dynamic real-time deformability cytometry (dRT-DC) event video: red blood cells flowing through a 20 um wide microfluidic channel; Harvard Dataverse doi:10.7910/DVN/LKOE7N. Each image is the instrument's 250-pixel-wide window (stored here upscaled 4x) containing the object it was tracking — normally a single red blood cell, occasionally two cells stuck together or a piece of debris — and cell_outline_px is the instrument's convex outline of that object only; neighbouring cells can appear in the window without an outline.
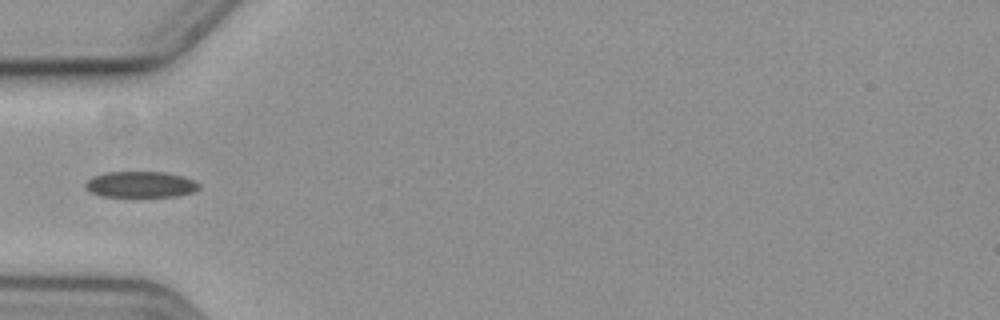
{"species": "common noctule bat (a hibernating species)", "species_latin": "Nyctalus noctula", "temperature_condition": "cold", "stored_images_in_passage": 39, "camera_frame_rate_fps": 3000, "um_per_image_px": 0.085, "animal": {"sex": "female", "body_mass_g": 19.3, "forearm_length_mm": 54.1}, "frame": {"image": 1, "passage_image": 1, "time_ms": 0.0, "image_size_px": [1000, 320], "cell_outline_px": [[200, 188], [196, 192], [176, 196], [100, 196], [88, 192], [84, 188], [84, 184], [92, 176], [104, 172], [164, 172], [180, 176], [192, 180], [200, 184]], "centroid_in_image_um": [11.9, 15.68], "position_along_channel_um": 73.1, "area_um2": 17.34}}
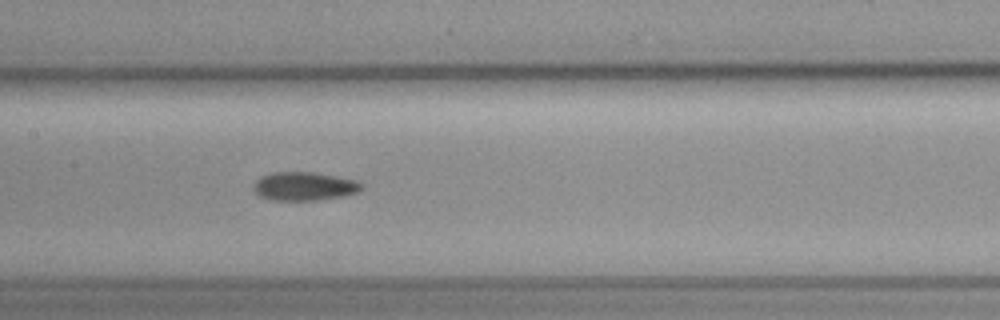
{"frame": {"image": 2, "passage_image": 10, "time_ms": 3.0, "image_size_px": [1000, 320], "cell_outline_px": [[364, 188], [360, 192], [344, 196], [316, 200], [272, 200], [260, 196], [252, 188], [256, 180], [260, 176], [272, 172], [312, 172], [336, 176], [356, 180], [364, 184]], "centroid_in_image_um": [25.89, 15.83], "position_along_channel_um": 181.5, "area_um2": 18.15}}
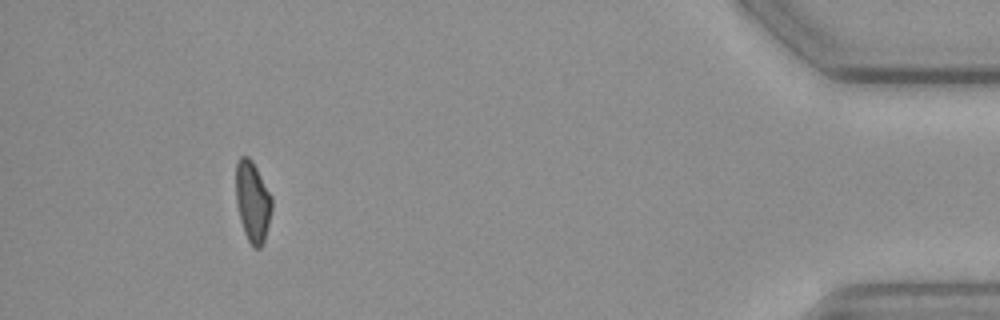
{"frame": {"image": 3, "passage_image": 35, "time_ms": 11.333, "image_size_px": [1000, 320], "cell_outline_px": [[272, 208], [264, 240], [260, 248], [252, 248], [244, 232], [240, 220], [236, 200], [236, 164], [240, 156], [248, 156], [252, 160], [272, 196]], "centroid_in_image_um": [21.47, 17.13], "position_along_channel_um": 413.7, "area_um2": 16.88}}